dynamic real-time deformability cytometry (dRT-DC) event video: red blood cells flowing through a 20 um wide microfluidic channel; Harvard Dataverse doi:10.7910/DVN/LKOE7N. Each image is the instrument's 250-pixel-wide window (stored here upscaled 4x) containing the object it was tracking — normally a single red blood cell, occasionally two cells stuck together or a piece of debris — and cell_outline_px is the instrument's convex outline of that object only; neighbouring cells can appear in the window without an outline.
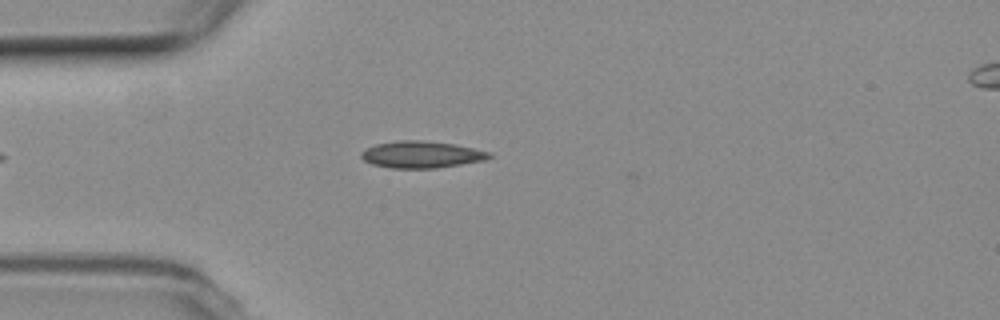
{"species": "common noctule bat (a hibernating species)", "species_latin": "Nyctalus noctula", "temperature_condition": "room temperature", "stored_images_in_passage": 42, "camera_frame_rate_fps": 3000, "um_per_image_px": 0.085, "animal": {"sex": "female", "body_mass_g": 19.3, "forearm_length_mm": 54.1}, "frame": {"image": 1, "passage_image": 2, "time_ms": 0.333, "image_size_px": [1000, 320], "cell_outline_px": [[492, 156], [484, 160], [436, 168], [392, 168], [372, 164], [364, 160], [360, 156], [360, 152], [376, 144], [400, 140], [424, 140], [456, 144], [492, 152]], "centroid_in_image_um": [35.84, 13.13], "position_along_channel_um": 49.2, "area_um2": 20.0}}
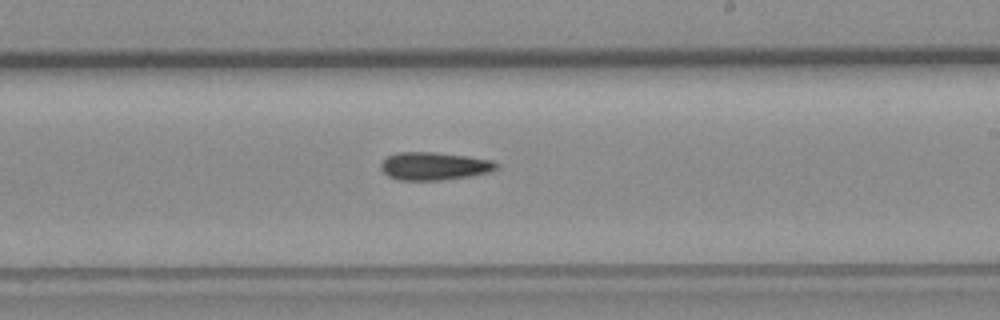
{"frame": {"image": 2, "passage_image": 19, "time_ms": 6.0, "image_size_px": [1000, 320], "cell_outline_px": [[500, 164], [496, 168], [488, 172], [468, 176], [440, 180], [400, 180], [388, 176], [380, 168], [380, 164], [388, 156], [396, 152], [436, 152], [492, 160]], "centroid_in_image_um": [36.87, 14.11], "position_along_channel_um": 252.1, "area_um2": 18.61}}
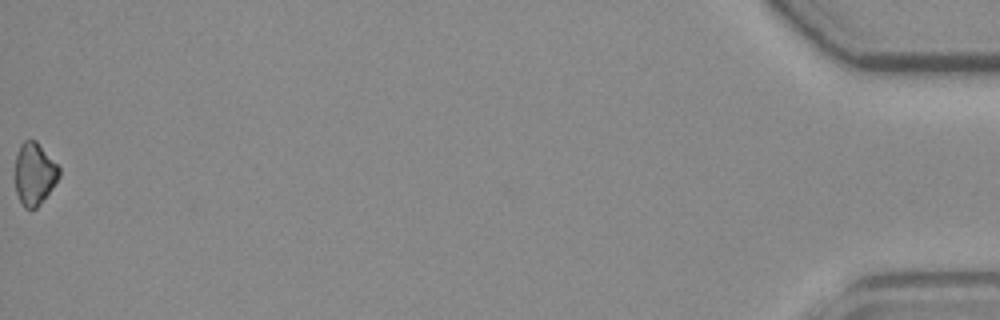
{"frame": {"image": 3, "passage_image": 42, "time_ms": 13.667, "image_size_px": [1000, 320], "cell_outline_px": [[60, 176], [52, 188], [40, 204], [36, 208], [24, 208], [16, 192], [12, 176], [16, 156], [20, 144], [24, 140], [36, 140], [60, 168]], "centroid_in_image_um": [2.88, 14.77], "position_along_channel_um": 432.3, "area_um2": 16.3}, "authors_computed_cell_mechanics": {"area_um2": 17.918, "velocity_mm_per_s": 3.7775, "shape_relaxation_time_tau1_ms": 9.5817, "shape_relaxation_time_tau2_ms": null, "deformation_change_tau1": 0.1378, "deformation_change_tau2": null}}